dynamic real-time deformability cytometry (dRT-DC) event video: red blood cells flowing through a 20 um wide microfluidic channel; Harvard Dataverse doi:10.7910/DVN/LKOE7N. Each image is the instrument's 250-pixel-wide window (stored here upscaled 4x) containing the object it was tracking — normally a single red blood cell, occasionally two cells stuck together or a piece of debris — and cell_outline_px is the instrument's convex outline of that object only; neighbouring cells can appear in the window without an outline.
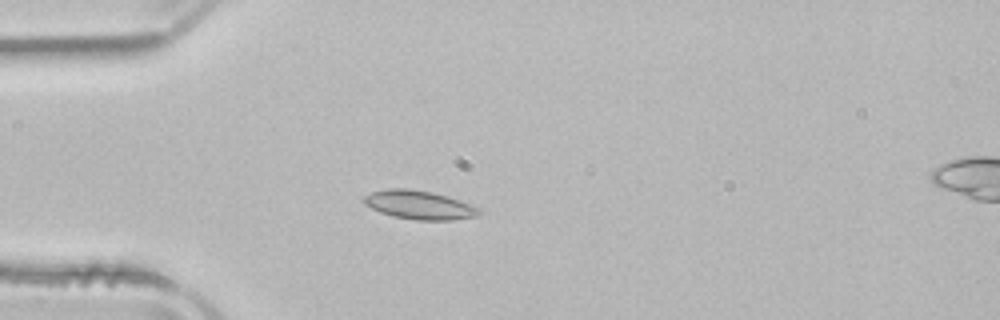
{"species": "common noctule bat (a hibernating species)", "species_latin": "Nyctalus noctula", "temperature_condition": "room temperature", "stored_images_in_passage": 39, "camera_frame_rate_fps": 3000, "um_per_image_px": 0.085, "animal": {"sex": "male", "body_mass_g": 21.5, "forearm_length_mm": 52.0}, "frame": {"image": 1, "passage_image": 1, "time_ms": 0.0, "image_size_px": [1000, 320], "cell_outline_px": [[484, 212], [476, 216], [452, 220], [416, 220], [392, 216], [380, 212], [364, 204], [364, 196], [372, 192], [388, 188], [408, 188], [432, 192], [448, 196], [480, 208]], "centroid_in_image_um": [35.65, 17.42], "position_along_channel_um": 49.3, "area_um2": 19.31}}
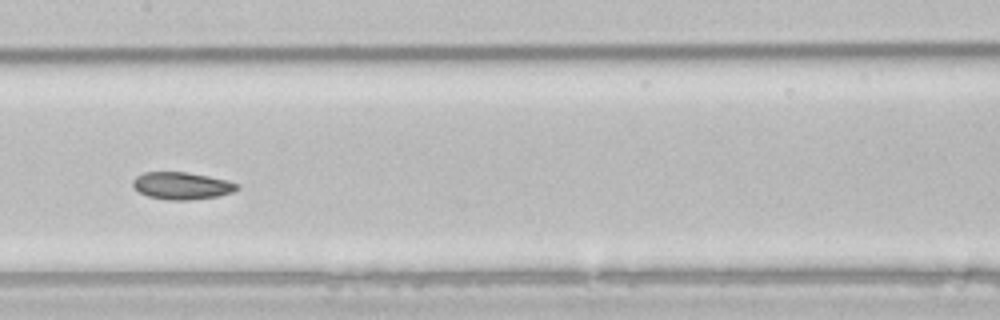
{"frame": {"image": 2, "passage_image": 13, "time_ms": 4.0, "image_size_px": [1000, 320], "cell_outline_px": [[240, 188], [232, 192], [220, 196], [188, 200], [168, 200], [148, 196], [140, 192], [132, 184], [132, 180], [136, 176], [144, 172], [188, 172], [228, 180], [236, 184]], "centroid_in_image_um": [15.46, 15.78], "position_along_channel_um": 191.9, "area_um2": 16.53}}
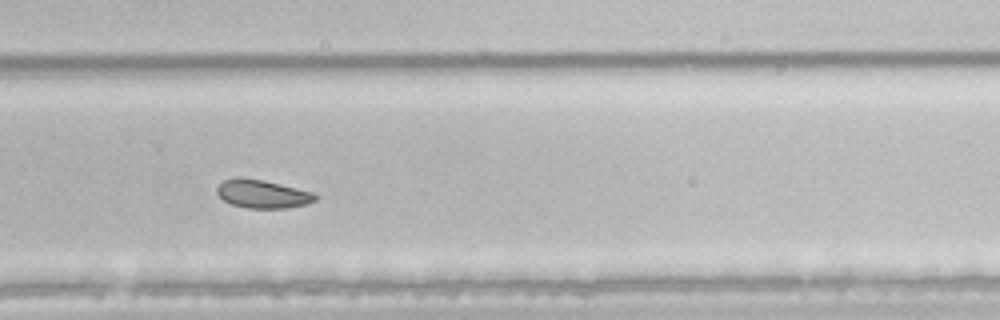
{"frame": {"image": 3, "passage_image": 22, "time_ms": 7.0, "image_size_px": [1000, 320], "cell_outline_px": [[316, 200], [308, 204], [288, 208], [248, 208], [232, 204], [224, 200], [216, 192], [216, 188], [224, 180], [236, 176], [240, 176], [264, 180], [312, 192], [316, 196]], "centroid_in_image_um": [22.29, 16.47], "position_along_channel_um": 307.5, "area_um2": 16.24}, "authors_computed_cell_mechanics": {"area_um2": 17.1666, "velocity_mm_per_s": 3.874, "shape_relaxation_time_tau1_ms": 2.6529, "shape_relaxation_time_tau2_ms": 4.2344, "deformation_change_tau1": 0.0708, "deformation_change_tau2": 0.0637}}